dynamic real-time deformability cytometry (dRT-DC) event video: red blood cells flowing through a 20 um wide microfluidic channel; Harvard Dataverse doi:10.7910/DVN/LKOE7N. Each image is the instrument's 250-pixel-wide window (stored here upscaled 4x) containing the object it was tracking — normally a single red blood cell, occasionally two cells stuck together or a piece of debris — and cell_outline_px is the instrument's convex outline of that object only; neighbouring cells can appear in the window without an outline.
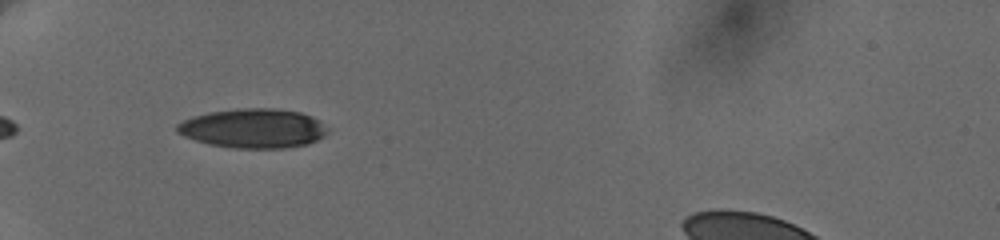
{"species": "human", "species_latin": "Homo sapiens", "temperature_condition": "cold", "stored_images_in_passage": 2, "camera_frame_rate_fps": 3000, "um_per_image_px": 0.085, "donor": {"sex": "female"}, "frame": {"image": 1, "passage_image": 2, "time_ms": 1.333, "image_size_px": [1000, 240], "cell_outline_px": [[328, 132], [324, 136], [308, 144], [284, 148], [236, 148], [212, 144], [196, 140], [184, 136], [176, 132], [176, 124], [192, 116], [208, 112], [236, 108], [272, 108], [300, 112], [312, 116], [328, 128]], "centroid_in_image_um": [21.52, 10.9], "position_along_channel_um": 63.5, "area_um2": 34.51}}